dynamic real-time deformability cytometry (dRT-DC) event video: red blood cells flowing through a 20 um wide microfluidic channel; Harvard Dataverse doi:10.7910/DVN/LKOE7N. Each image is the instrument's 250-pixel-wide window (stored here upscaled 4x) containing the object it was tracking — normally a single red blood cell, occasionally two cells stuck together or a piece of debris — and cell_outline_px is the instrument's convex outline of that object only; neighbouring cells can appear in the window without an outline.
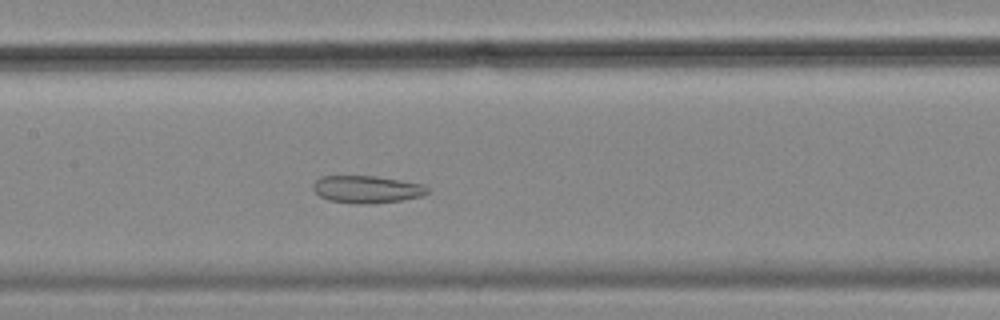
{"species": "common noctule bat (a hibernating species)", "species_latin": "Nyctalus noctula", "temperature_condition": "cold", "stored_images_in_passage": 55, "camera_frame_rate_fps": 3000, "um_per_image_px": 0.085, "animal": {"sex": "female", "body_mass_g": 18.4}, "frame": {"image": 1, "passage_image": 26, "time_ms": 8.333, "image_size_px": [1000, 320], "cell_outline_px": [[428, 192], [420, 196], [400, 200], [368, 204], [356, 204], [328, 200], [320, 196], [312, 188], [312, 184], [320, 176], [376, 176], [424, 184], [428, 188]], "centroid_in_image_um": [31.15, 16.09], "position_along_channel_um": 176.3, "area_um2": 18.21}}
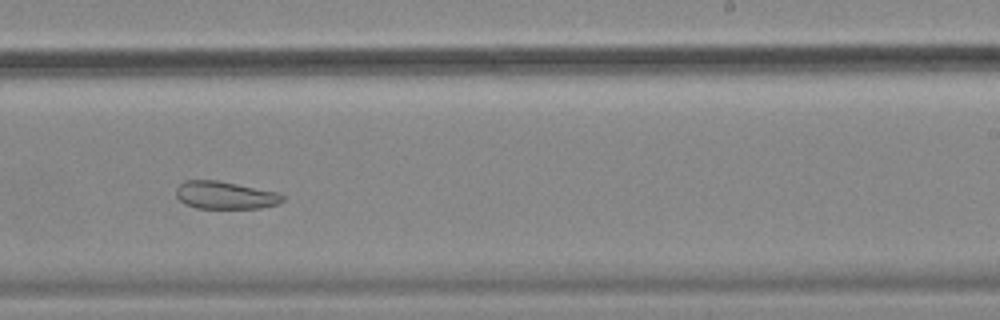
{"frame": {"image": 2, "passage_image": 34, "time_ms": 11.0, "image_size_px": [1000, 320], "cell_outline_px": [[288, 196], [284, 200], [276, 204], [260, 208], [196, 208], [184, 204], [176, 196], [176, 188], [184, 180], [216, 180], [276, 192]], "centroid_in_image_um": [19.12, 16.59], "position_along_channel_um": 269.9, "area_um2": 17.11}}
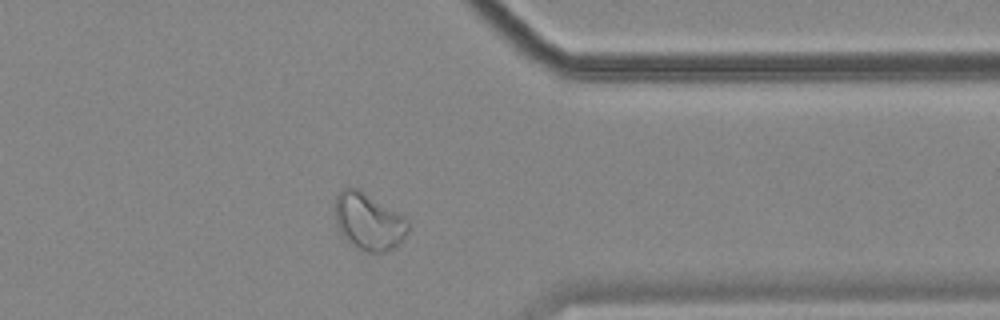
{"frame": {"image": 3, "passage_image": 44, "time_ms": 14.333, "image_size_px": [1000, 320], "cell_outline_px": [[408, 232], [392, 248], [384, 252], [368, 252], [352, 244], [340, 232], [336, 224], [332, 204], [336, 196], [348, 184], [364, 192], [404, 216], [408, 220]], "centroid_in_image_um": [31.27, 18.78], "position_along_channel_um": 380.1, "area_um2": 24.16}, "authors_computed_cell_mechanics": {"area_um2": 25.6632, "velocity_mm_per_s": 3.533, "shape_relaxation_time_tau1_ms": null, "shape_relaxation_time_tau2_ms": 3.91, "deformation_change_tau1": null, "deformation_change_tau2": 0.0931}}